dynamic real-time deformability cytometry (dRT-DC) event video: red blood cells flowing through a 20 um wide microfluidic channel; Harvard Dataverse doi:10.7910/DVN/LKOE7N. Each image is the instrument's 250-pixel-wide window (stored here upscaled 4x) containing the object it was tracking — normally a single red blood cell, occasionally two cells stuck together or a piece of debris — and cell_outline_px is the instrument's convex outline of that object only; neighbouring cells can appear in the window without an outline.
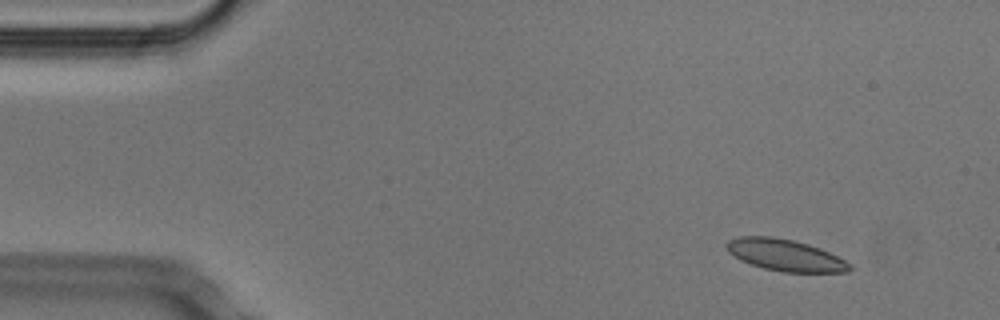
{"species": "Egyptian fruit bat (a non-hibernating species)", "species_latin": "Rousettus aegyptiacus", "temperature_condition": "cold", "stored_images_in_passage": 50, "camera_frame_rate_fps": 3000, "um_per_image_px": 0.085, "animal": {"sex": "male"}, "frame": {"image": 1, "passage_image": 3, "time_ms": 0.667, "image_size_px": [1000, 320], "cell_outline_px": [[852, 268], [848, 272], [784, 272], [764, 268], [740, 260], [728, 252], [724, 244], [728, 240], [740, 236], [772, 236], [792, 240], [808, 244], [820, 248], [852, 264]], "centroid_in_image_um": [66.72, 21.68], "position_along_channel_um": 18.3, "area_um2": 22.66}}
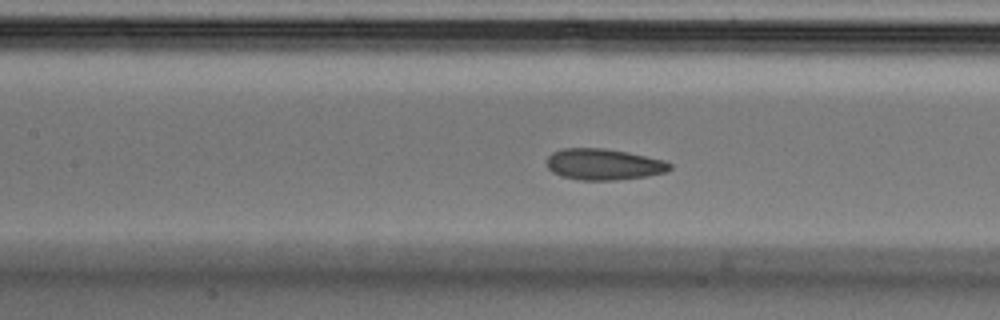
{"frame": {"image": 2, "passage_image": 21, "time_ms": 6.667, "image_size_px": [1000, 320], "cell_outline_px": [[672, 168], [668, 172], [648, 176], [612, 180], [580, 180], [560, 176], [552, 172], [548, 168], [548, 156], [552, 152], [560, 148], [604, 148], [628, 152], [664, 160], [672, 164]], "centroid_in_image_um": [51.32, 13.97], "position_along_channel_um": 156.1, "area_um2": 22.54}}
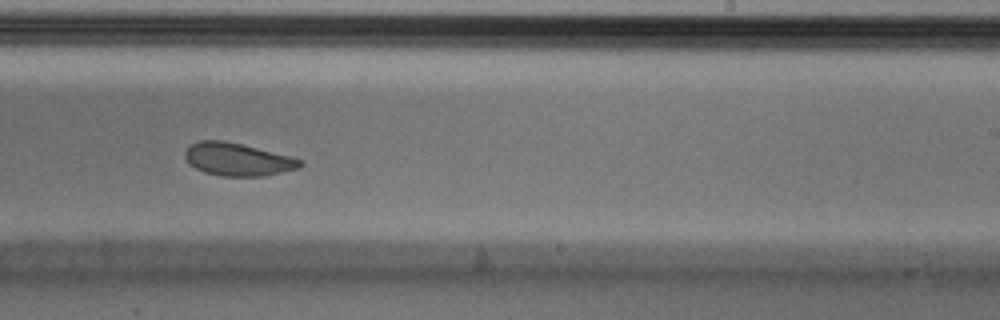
{"frame": {"image": 3, "passage_image": 30, "time_ms": 9.667, "image_size_px": [1000, 320], "cell_outline_px": [[304, 164], [300, 168], [264, 176], [220, 176], [204, 172], [188, 164], [184, 156], [184, 152], [192, 144], [200, 140], [224, 140], [304, 160]], "centroid_in_image_um": [20.19, 13.56], "position_along_channel_um": 268.8, "area_um2": 21.91}, "authors_computed_cell_mechanics": {"area_um2": 22.831, "velocity_mm_per_s": 3.7657, "shape_relaxation_time_tau1_ms": 3.9856, "shape_relaxation_time_tau2_ms": 1.1016, "deformation_change_tau1": 0.0994, "deformation_change_tau2": 0.0462}}